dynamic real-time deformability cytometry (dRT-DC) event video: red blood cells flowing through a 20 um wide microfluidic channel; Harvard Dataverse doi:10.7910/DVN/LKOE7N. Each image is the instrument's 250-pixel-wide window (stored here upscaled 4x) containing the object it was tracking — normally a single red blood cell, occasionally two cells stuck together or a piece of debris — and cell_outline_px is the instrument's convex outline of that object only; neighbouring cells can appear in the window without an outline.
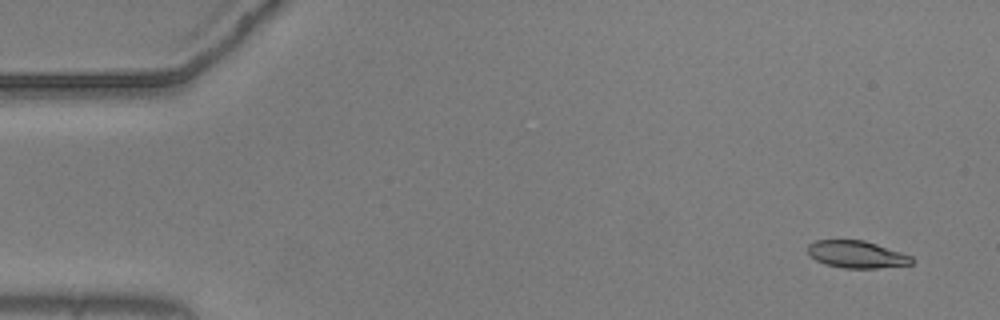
{"species": "common noctule bat (a hibernating species)", "species_latin": "Nyctalus noctula", "temperature_condition": "warm", "stored_images_in_passage": 56, "camera_frame_rate_fps": 3000, "um_per_image_px": 0.085, "animal": {"sex": "male", "body_mass_g": 20.5, "forearm_length_mm": 52.5}, "frame": {"image": 1, "passage_image": 4, "time_ms": 1.0, "image_size_px": [1000, 320], "cell_outline_px": [[916, 260], [912, 264], [876, 268], [844, 268], [824, 264], [808, 256], [808, 244], [816, 240], [864, 240], [912, 256]], "centroid_in_image_um": [72.8, 21.63], "position_along_channel_um": 12.2, "area_um2": 16.53}}
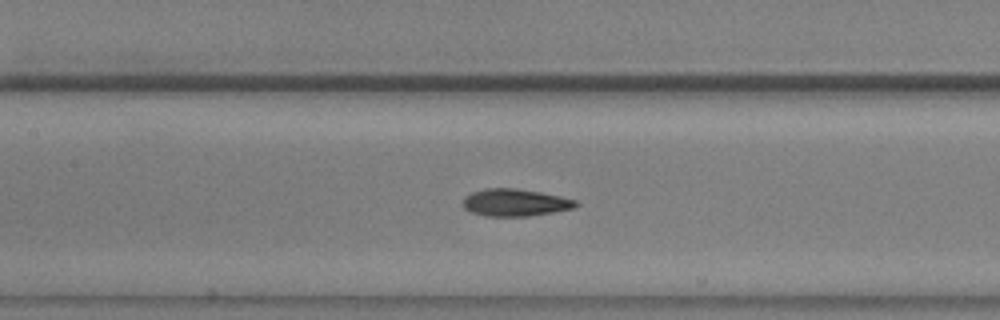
{"frame": {"image": 2, "passage_image": 26, "time_ms": 8.333, "image_size_px": [1000, 320], "cell_outline_px": [[580, 204], [572, 208], [552, 212], [528, 216], [484, 216], [472, 212], [464, 208], [464, 196], [472, 192], [484, 188], [516, 188], [540, 192], [560, 196], [576, 200]], "centroid_in_image_um": [43.77, 17.21], "position_along_channel_um": 163.6, "area_um2": 17.86}}
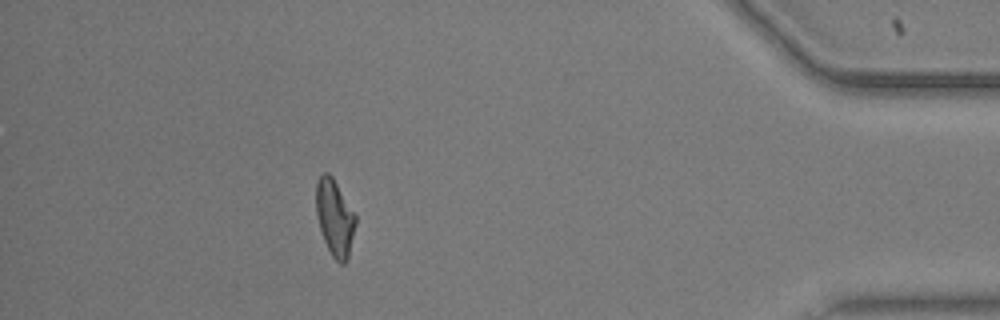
{"frame": {"image": 3, "passage_image": 50, "time_ms": 16.333, "image_size_px": [1000, 320], "cell_outline_px": [[356, 224], [348, 260], [344, 264], [340, 264], [332, 256], [324, 240], [320, 228], [316, 212], [316, 180], [324, 172], [328, 172], [332, 176], [356, 216]], "centroid_in_image_um": [28.46, 18.52], "position_along_channel_um": 406.7, "area_um2": 17.51}, "authors_computed_cell_mechanics": {"area_um2": 17.5712, "velocity_mm_per_s": 3.6816, "shape_relaxation_time_tau1_ms": 5.2868, "shape_relaxation_time_tau2_ms": 2.3948, "deformation_change_tau1": 0.1789, "deformation_change_tau2": 0.0998}}